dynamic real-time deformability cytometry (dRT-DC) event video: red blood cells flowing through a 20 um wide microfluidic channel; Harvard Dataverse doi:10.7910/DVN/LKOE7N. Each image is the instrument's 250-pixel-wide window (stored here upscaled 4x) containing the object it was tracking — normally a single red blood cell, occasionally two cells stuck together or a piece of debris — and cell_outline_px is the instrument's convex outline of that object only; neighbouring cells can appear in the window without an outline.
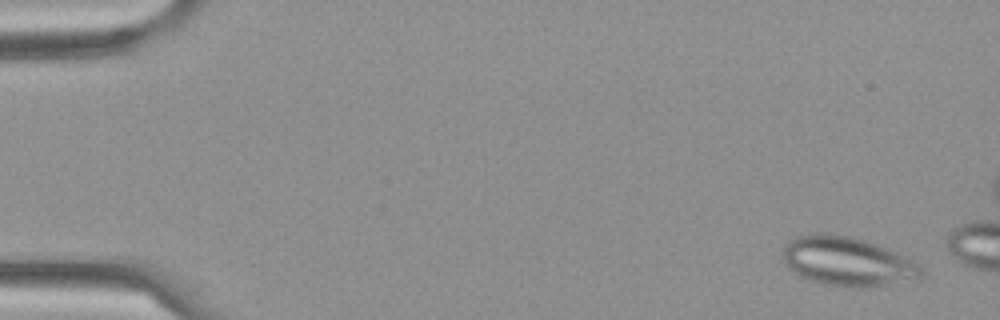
{"species": "Egyptian fruit bat (a non-hibernating species)", "species_latin": "Rousettus aegyptiacus", "temperature_condition": "cold", "stored_images_in_passage": 5, "camera_frame_rate_fps": 3000, "um_per_image_px": 0.085, "frame": {"image": 1, "passage_image": 1, "time_ms": 0.0, "image_size_px": [1000, 320], "cell_outline_px": [[924, 276], [920, 280], [872, 288], [852, 288], [824, 284], [800, 276], [788, 268], [784, 260], [784, 248], [788, 240], [796, 236], [808, 232], [824, 232], [852, 236], [888, 248], [916, 264], [924, 272]], "centroid_in_image_um": [72.04, 22.23], "position_along_channel_um": 13.0, "area_um2": 40.29}}